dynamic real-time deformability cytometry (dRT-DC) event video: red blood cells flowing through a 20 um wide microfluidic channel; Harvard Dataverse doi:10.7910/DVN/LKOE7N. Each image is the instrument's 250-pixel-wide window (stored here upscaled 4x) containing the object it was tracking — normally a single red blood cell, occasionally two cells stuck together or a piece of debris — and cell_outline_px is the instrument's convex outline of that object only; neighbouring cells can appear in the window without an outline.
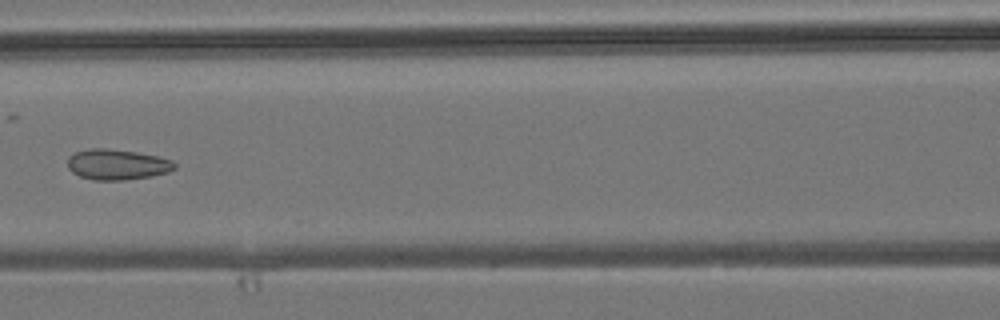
{"species": "common noctule bat (a hibernating species)", "species_latin": "Nyctalus noctula", "temperature_condition": "room temperature", "stored_images_in_passage": 4, "camera_frame_rate_fps": 3000, "um_per_image_px": 0.085, "animal": {"sex": "male", "body_mass_g": 19.2, "forearm_length_mm": 51.8}, "frame": {"image": 1, "passage_image": 4, "time_ms": 4.333, "image_size_px": [1000, 320], "cell_outline_px": [[176, 168], [168, 172], [152, 176], [124, 180], [92, 180], [80, 176], [72, 172], [68, 168], [68, 156], [76, 152], [92, 148], [104, 148], [136, 152], [156, 156], [172, 160], [176, 164]], "centroid_in_image_um": [9.95, 13.99], "position_along_channel_um": 156.6, "area_um2": 19.02}}